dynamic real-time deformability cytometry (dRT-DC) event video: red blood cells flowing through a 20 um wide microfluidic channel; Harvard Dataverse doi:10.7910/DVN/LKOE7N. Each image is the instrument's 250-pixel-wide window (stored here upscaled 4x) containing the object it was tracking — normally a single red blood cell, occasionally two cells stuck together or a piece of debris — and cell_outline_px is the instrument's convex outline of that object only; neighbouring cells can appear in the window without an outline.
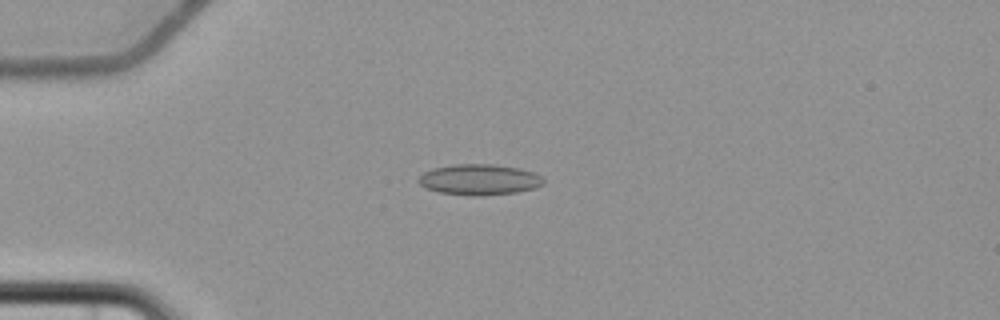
{"species": "common noctule bat (a hibernating species)", "species_latin": "Nyctalus noctula", "temperature_condition": "cold", "stored_images_in_passage": 4, "camera_frame_rate_fps": 3000, "um_per_image_px": 0.085, "animal": {"sex": "female", "body_mass_g": 22.7, "forearm_length_mm": 54.2}, "frame": {"image": 1, "passage_image": 4, "time_ms": 5.0, "image_size_px": [1000, 320], "cell_outline_px": [[544, 184], [536, 188], [516, 192], [484, 196], [472, 196], [440, 192], [424, 188], [416, 180], [424, 172], [432, 168], [456, 164], [492, 164], [520, 168], [532, 172], [540, 176], [544, 180]], "centroid_in_image_um": [40.73, 15.27], "position_along_channel_um": 44.3, "area_um2": 22.54}}